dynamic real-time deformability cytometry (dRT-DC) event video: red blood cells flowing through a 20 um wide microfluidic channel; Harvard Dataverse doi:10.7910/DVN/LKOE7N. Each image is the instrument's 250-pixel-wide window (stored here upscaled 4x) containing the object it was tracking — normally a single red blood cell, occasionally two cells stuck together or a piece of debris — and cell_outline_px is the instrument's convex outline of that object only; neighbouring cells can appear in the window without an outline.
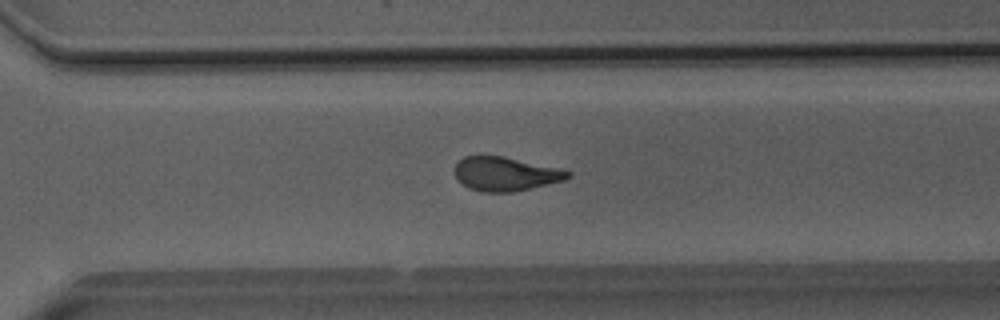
{"species": "Egyptian fruit bat (a non-hibernating species)", "species_latin": "Rousettus aegyptiacus", "temperature_condition": "room temperature", "stored_images_in_passage": 50, "camera_frame_rate_fps": 3000, "um_per_image_px": 0.085, "animal": {"sex": "male"}, "frame": {"image": 1, "passage_image": 35, "time_ms": 11.333, "image_size_px": [1000, 320], "cell_outline_px": [[572, 176], [564, 180], [512, 192], [484, 192], [468, 188], [452, 172], [456, 164], [464, 156], [504, 156], [560, 168], [572, 172]], "centroid_in_image_um": [42.97, 14.77], "position_along_channel_um": 327.6, "area_um2": 22.31}}
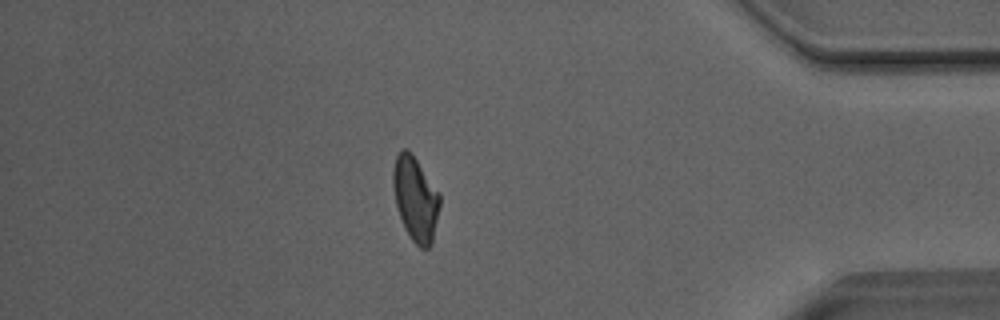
{"frame": {"image": 2, "passage_image": 43, "time_ms": 14.0, "image_size_px": [1000, 320], "cell_outline_px": [[440, 204], [432, 244], [428, 248], [420, 248], [412, 240], [404, 228], [396, 204], [392, 184], [392, 172], [396, 156], [400, 148], [408, 148], [412, 152], [440, 192]], "centroid_in_image_um": [35.31, 16.85], "position_along_channel_um": 399.9, "area_um2": 23.29}}
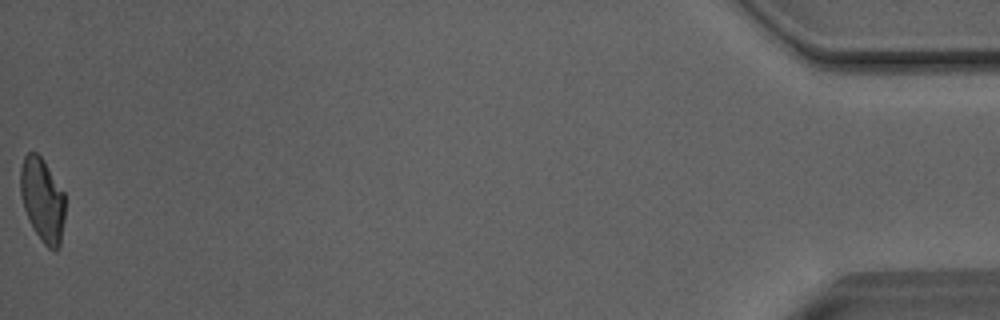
{"frame": {"image": 3, "passage_image": 50, "time_ms": 16.333, "image_size_px": [1000, 320], "cell_outline_px": [[64, 220], [60, 248], [56, 252], [48, 248], [44, 244], [36, 232], [24, 208], [20, 196], [20, 168], [24, 156], [28, 152], [36, 152], [44, 160], [64, 192]], "centroid_in_image_um": [3.61, 16.99], "position_along_channel_um": 431.6, "area_um2": 21.85}, "authors_computed_cell_mechanics": {"area_um2": 23.4957, "velocity_mm_per_s": 4.06, "shape_relaxation_time_tau1_ms": 9.0818, "shape_relaxation_time_tau2_ms": 1.5919, "deformation_change_tau1": 0.2245, "deformation_change_tau2": 0.0845}}